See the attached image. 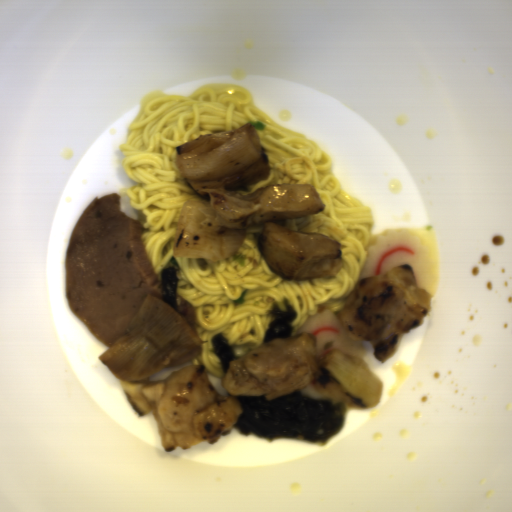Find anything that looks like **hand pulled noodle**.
Segmentation results:
<instances>
[{
	"label": "hand pulled noodle",
	"instance_id": "14784b9a",
	"mask_svg": "<svg viewBox=\"0 0 512 512\" xmlns=\"http://www.w3.org/2000/svg\"><path fill=\"white\" fill-rule=\"evenodd\" d=\"M254 93L241 85L205 84L189 96L150 92L119 145V164L133 184L124 191L134 211L141 214L142 244L152 270L176 258L177 294L194 305L195 333L202 352L192 359L207 373L225 378L222 362L210 338L221 332L243 355L263 346L274 302L288 299L298 317L291 338L316 312L329 308L340 315L358 286L373 236V208L348 191L334 176L330 155L311 138L280 125L253 105ZM264 123L258 131L269 162L268 176L237 192L250 195L277 183L309 184L318 191L325 209L320 213L275 220L297 232H319L342 245L343 267L337 275L310 280L279 277L263 258L257 239L262 224H250L232 256L209 263L202 258L174 257V235L179 211L187 200H209L197 193L176 166V148L199 135L237 129L247 121ZM247 290L244 304L234 300Z\"/></svg>",
	"mask_w": 512,
	"mask_h": 512
}]
</instances>
